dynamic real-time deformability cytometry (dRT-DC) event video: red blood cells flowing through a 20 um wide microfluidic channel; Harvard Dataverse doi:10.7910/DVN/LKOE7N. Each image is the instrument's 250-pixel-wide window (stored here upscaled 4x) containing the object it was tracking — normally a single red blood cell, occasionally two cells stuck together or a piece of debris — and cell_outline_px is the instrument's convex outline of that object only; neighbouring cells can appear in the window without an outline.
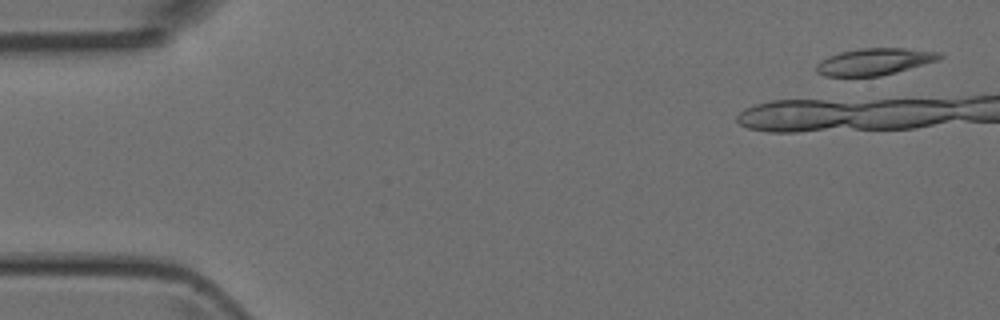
{"species": "Egyptian fruit bat (a non-hibernating species)", "species_latin": "Rousettus aegyptiacus", "temperature_condition": "room temperature", "stored_images_in_passage": 2, "camera_frame_rate_fps": 3000, "um_per_image_px": 0.085, "animal": {"sex": "female"}, "frame": {"image": 1, "passage_image": 2, "time_ms": 1.0, "image_size_px": [1000, 320], "cell_outline_px": [[944, 56], [936, 60], [896, 72], [880, 76], [824, 76], [816, 72], [816, 64], [820, 60], [828, 56], [840, 52], [860, 48], [904, 48], [940, 52]], "centroid_in_image_um": [74.28, 5.23], "position_along_channel_um": 10.7, "area_um2": 19.13}}